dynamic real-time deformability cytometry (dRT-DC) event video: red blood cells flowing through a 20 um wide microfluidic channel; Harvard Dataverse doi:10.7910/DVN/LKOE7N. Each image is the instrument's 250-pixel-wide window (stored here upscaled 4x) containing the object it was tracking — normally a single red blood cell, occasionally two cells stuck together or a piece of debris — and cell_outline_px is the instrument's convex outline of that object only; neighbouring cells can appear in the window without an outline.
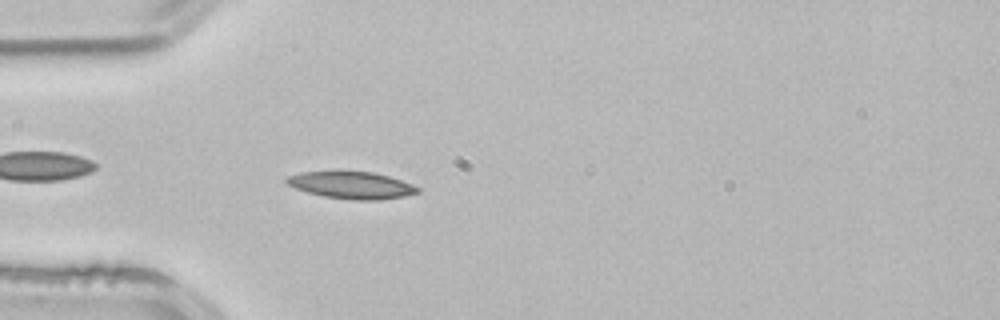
{"species": "common noctule bat (a hibernating species)", "species_latin": "Nyctalus noctula", "temperature_condition": "room temperature", "stored_images_in_passage": 44, "camera_frame_rate_fps": 3000, "um_per_image_px": 0.085, "animal": {"sex": "male", "body_mass_g": 21.5, "forearm_length_mm": 52.0}, "frame": {"image": 1, "passage_image": 7, "time_ms": 2.0, "image_size_px": [1000, 320], "cell_outline_px": [[420, 192], [404, 196], [380, 200], [352, 200], [324, 196], [308, 192], [296, 188], [288, 184], [284, 180], [288, 176], [300, 172], [372, 172], [388, 176], [412, 184], [420, 188]], "centroid_in_image_um": [29.9, 15.75], "position_along_channel_um": 55.1, "area_um2": 20.4}, "authors_computed_cell_mechanics": {"area_um2": 19.4497, "velocity_mm_per_s": 3.8791, "shape_relaxation_time_tau1_ms": null, "shape_relaxation_time_tau2_ms": 8.5145, "deformation_change_tau1": null, "deformation_change_tau2": 0.1544}}